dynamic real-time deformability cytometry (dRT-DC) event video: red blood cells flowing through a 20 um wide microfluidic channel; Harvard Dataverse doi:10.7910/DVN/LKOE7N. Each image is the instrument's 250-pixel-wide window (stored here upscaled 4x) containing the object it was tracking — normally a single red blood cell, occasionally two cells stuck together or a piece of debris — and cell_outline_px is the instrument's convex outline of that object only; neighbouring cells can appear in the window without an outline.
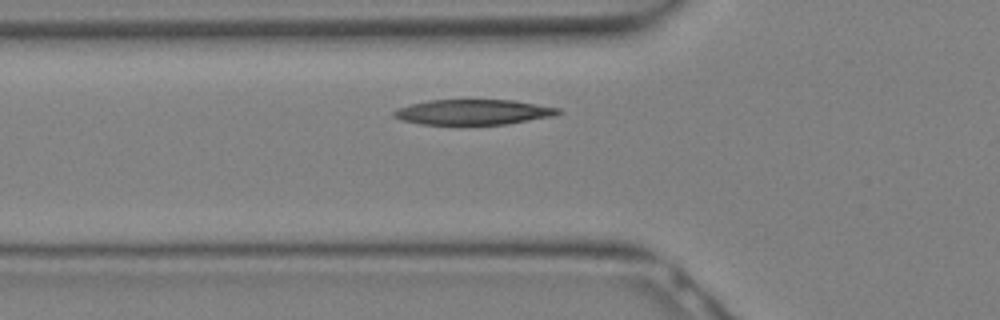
{"species": "Egyptian fruit bat (a non-hibernating species)", "species_latin": "Rousettus aegyptiacus", "temperature_condition": "warm", "stored_images_in_passage": 8, "camera_frame_rate_fps": 3000, "um_per_image_px": 0.085, "animal": {"sex": "female"}, "frame": {"image": 1, "passage_image": 2, "time_ms": 0.333, "image_size_px": [1000, 320], "cell_outline_px": [[564, 112], [556, 116], [508, 124], [420, 124], [404, 120], [392, 116], [392, 112], [400, 108], [412, 104], [428, 100], [512, 100], [560, 108]], "centroid_in_image_um": [40.3, 9.53], "position_along_channel_um": 85.5, "area_um2": 24.1}}
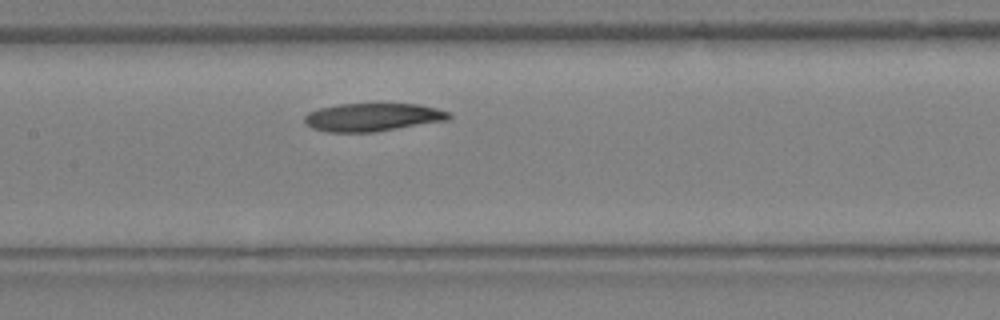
{"frame": {"image": 2, "passage_image": 6, "time_ms": 1.667, "image_size_px": [1000, 320], "cell_outline_px": [[452, 116], [448, 120], [372, 132], [328, 132], [312, 128], [304, 124], [304, 116], [308, 112], [320, 108], [340, 104], [420, 104], [452, 112]], "centroid_in_image_um": [31.67, 9.96], "position_along_channel_um": 175.7, "area_um2": 23.64}}
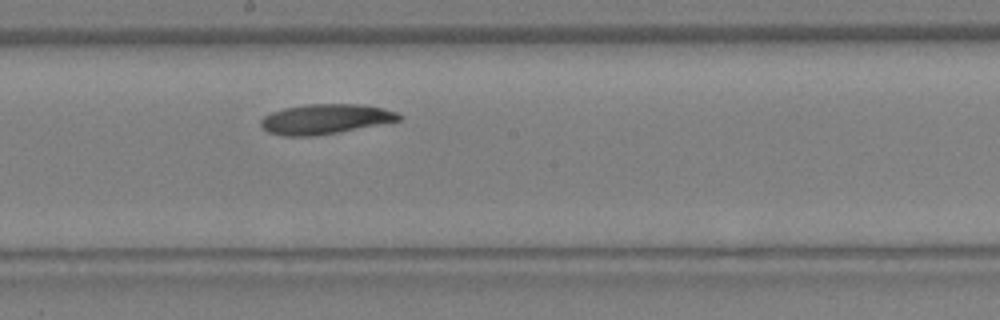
{"frame": {"image": 3, "passage_image": 8, "time_ms": 2.333, "image_size_px": [1000, 320], "cell_outline_px": [[404, 116], [400, 120], [336, 132], [312, 136], [284, 136], [268, 132], [260, 124], [260, 120], [264, 116], [272, 112], [284, 108], [304, 104], [360, 104], [384, 108], [396, 112]], "centroid_in_image_um": [27.63, 10.11], "position_along_channel_um": 220.6, "area_um2": 23.87}}